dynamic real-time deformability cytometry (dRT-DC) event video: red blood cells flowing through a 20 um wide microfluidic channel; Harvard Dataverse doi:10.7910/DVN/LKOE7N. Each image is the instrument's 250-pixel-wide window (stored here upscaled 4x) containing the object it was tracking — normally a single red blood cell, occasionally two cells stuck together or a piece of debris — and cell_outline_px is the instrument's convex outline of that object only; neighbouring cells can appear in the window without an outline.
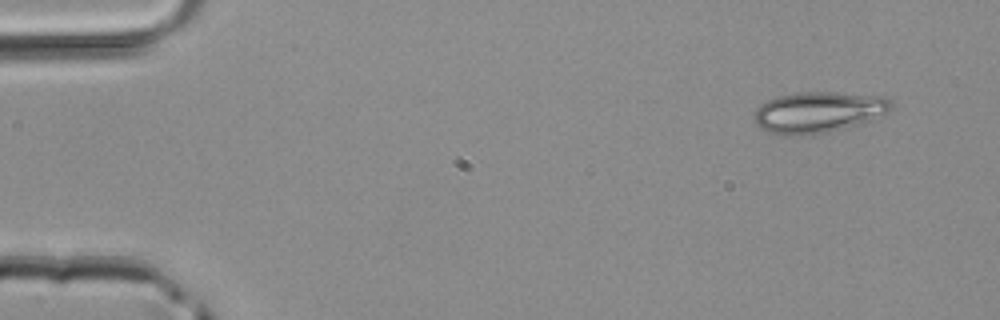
{"species": "common noctule bat (a hibernating species)", "species_latin": "Nyctalus noctula", "temperature_condition": "room temperature", "stored_images_in_passage": 4, "camera_frame_rate_fps": 3000, "um_per_image_px": 0.085, "animal": {"sex": "male", "body_mass_g": 20.4}, "frame": {"image": 1, "passage_image": 1, "time_ms": 0.0, "image_size_px": [1000, 320], "cell_outline_px": [[892, 108], [888, 112], [868, 120], [844, 128], [824, 132], [796, 136], [784, 136], [768, 132], [760, 128], [756, 124], [756, 108], [760, 104], [768, 100], [780, 96], [804, 92], [832, 92], [884, 96], [892, 100]], "centroid_in_image_um": [69.55, 9.53], "position_along_channel_um": 15.4, "area_um2": 32.43}}